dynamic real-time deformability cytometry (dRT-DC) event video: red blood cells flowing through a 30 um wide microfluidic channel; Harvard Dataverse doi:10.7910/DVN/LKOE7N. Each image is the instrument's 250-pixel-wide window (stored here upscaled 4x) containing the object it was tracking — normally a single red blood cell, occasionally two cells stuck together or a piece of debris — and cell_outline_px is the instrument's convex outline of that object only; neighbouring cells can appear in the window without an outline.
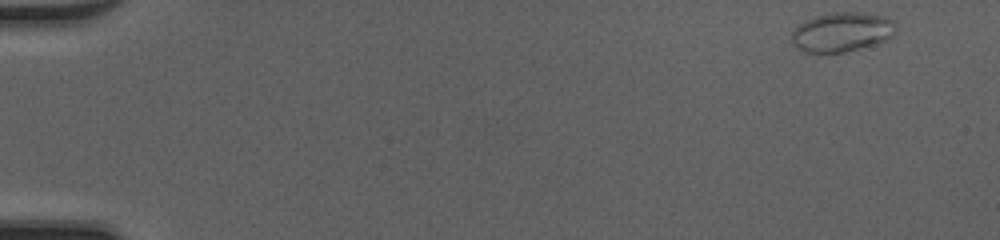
{"species": "common noctule bat (a hibernating species)", "species_latin": "Nyctalus noctula", "temperature_condition": "cold", "stored_images_in_passage": 48, "camera_frame_rate_fps": 3000, "um_per_image_px": 0.085, "animal": {"sex": "female", "body_mass_g": 20.0, "forearm_length_mm": 54.0}, "frame": {"image": 1, "passage_image": 1, "time_ms": 0.0, "image_size_px": [1000, 240], "cell_outline_px": [[896, 32], [888, 40], [844, 52], [804, 52], [792, 40], [792, 32], [800, 24], [816, 16], [832, 12], [864, 12], [884, 16], [892, 20], [896, 24]], "centroid_in_image_um": [71.63, 2.7], "position_along_channel_um": 13.4, "area_um2": 23.7}}
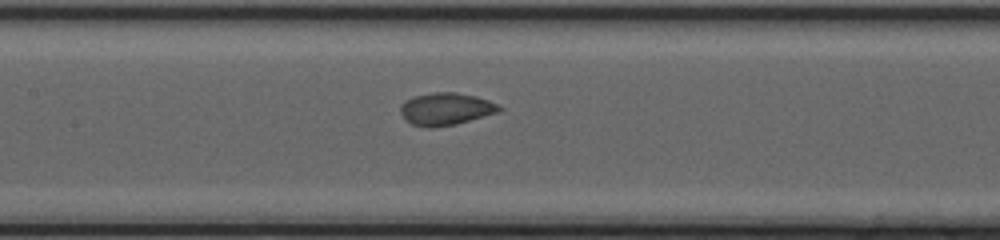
{"frame": {"image": 2, "passage_image": 23, "time_ms": 7.333, "image_size_px": [1000, 240], "cell_outline_px": [[504, 108], [500, 112], [456, 124], [432, 128], [428, 128], [412, 124], [404, 120], [400, 112], [400, 104], [404, 100], [412, 96], [432, 92], [456, 92], [476, 96], [488, 100]], "centroid_in_image_um": [37.86, 9.26], "position_along_channel_um": 169.5, "area_um2": 18.96}}
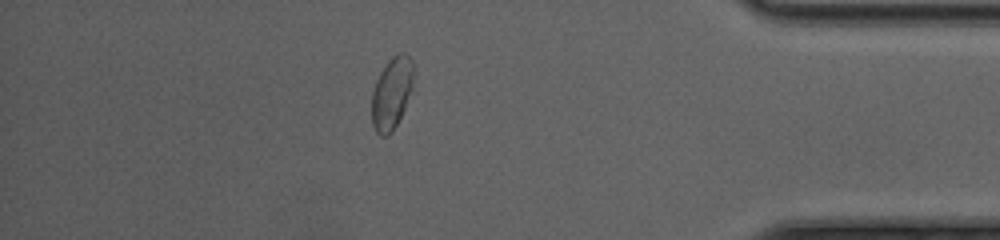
{"frame": {"image": 3, "passage_image": 42, "time_ms": 13.667, "image_size_px": [1000, 240], "cell_outline_px": [[416, 72], [412, 92], [392, 132], [388, 136], [380, 136], [376, 132], [372, 124], [372, 92], [376, 80], [380, 72], [388, 60], [392, 56], [400, 52], [404, 52], [412, 60]], "centroid_in_image_um": [33.33, 7.88], "position_along_channel_um": 401.9, "area_um2": 17.92}, "authors_computed_cell_mechanics": {"area_um2": 18.4382, "velocity_mm_per_s": 4.1837, "shape_relaxation_time_tau1_ms": 3.1593, "shape_relaxation_time_tau2_ms": null, "deformation_change_tau1": 0.1229, "deformation_change_tau2": null}}